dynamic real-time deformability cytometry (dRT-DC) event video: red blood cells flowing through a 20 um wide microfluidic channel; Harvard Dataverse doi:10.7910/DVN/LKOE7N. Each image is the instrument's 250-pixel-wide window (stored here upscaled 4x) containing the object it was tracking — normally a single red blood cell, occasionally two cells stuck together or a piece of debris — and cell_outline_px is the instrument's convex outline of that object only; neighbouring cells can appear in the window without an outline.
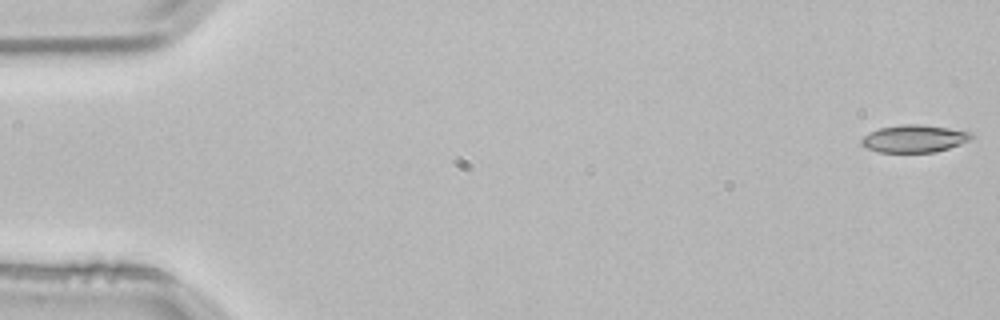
{"species": "common noctule bat (a hibernating species)", "species_latin": "Nyctalus noctula", "temperature_condition": "room temperature", "stored_images_in_passage": 4, "camera_frame_rate_fps": 3000, "um_per_image_px": 0.085, "animal": {"sex": "male", "body_mass_g": 21.5, "forearm_length_mm": 52.0}, "frame": {"image": 1, "passage_image": 1, "time_ms": 0.0, "image_size_px": [1000, 320], "cell_outline_px": [[972, 136], [968, 140], [960, 144], [936, 152], [880, 152], [868, 148], [860, 144], [860, 140], [864, 136], [880, 128], [900, 124], [920, 124], [948, 128], [972, 132]], "centroid_in_image_um": [77.7, 11.78], "position_along_channel_um": 7.3, "area_um2": 17.4}}
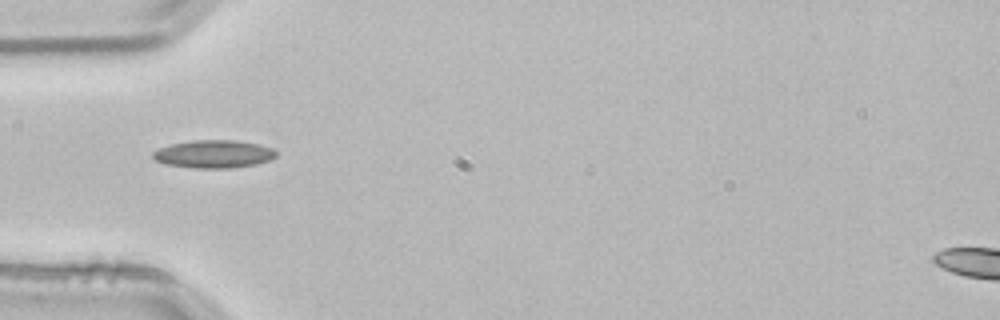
{"frame": {"image": 2, "passage_image": 4, "time_ms": 1.0, "image_size_px": [1000, 320], "cell_outline_px": [[276, 156], [268, 160], [256, 164], [228, 168], [196, 168], [164, 164], [156, 160], [152, 156], [152, 152], [160, 148], [172, 144], [192, 140], [236, 140], [260, 144], [272, 148], [276, 152]], "centroid_in_image_um": [18.16, 13.09], "position_along_channel_um": 66.8, "area_um2": 19.94}}